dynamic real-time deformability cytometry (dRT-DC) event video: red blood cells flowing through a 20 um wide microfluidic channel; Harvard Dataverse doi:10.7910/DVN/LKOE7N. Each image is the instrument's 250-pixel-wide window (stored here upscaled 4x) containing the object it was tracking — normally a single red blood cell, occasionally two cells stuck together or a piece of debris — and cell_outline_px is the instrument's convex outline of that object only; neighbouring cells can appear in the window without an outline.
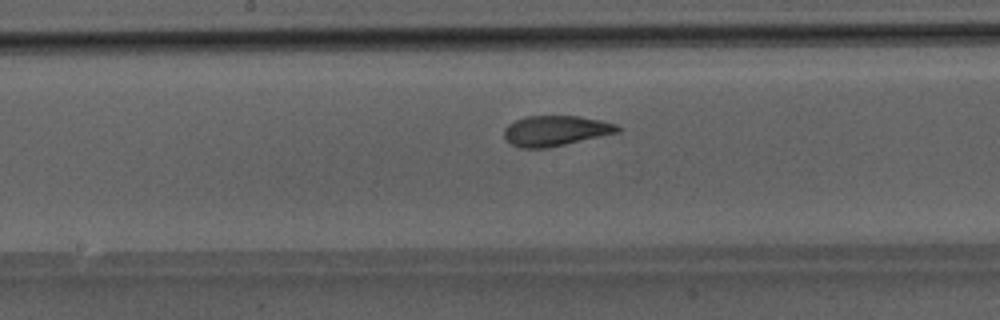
{"species": "Egyptian fruit bat (a non-hibernating species)", "species_latin": "Rousettus aegyptiacus", "temperature_condition": "room temperature", "stored_images_in_passage": 40, "camera_frame_rate_fps": 3000, "um_per_image_px": 0.085, "animal": {"sex": "male"}, "frame": {"image": 1, "passage_image": 17, "time_ms": 5.333, "image_size_px": [1000, 320], "cell_outline_px": [[624, 128], [620, 132], [548, 148], [520, 148], [512, 144], [504, 136], [504, 128], [508, 124], [516, 120], [528, 116], [580, 116], [600, 120], [616, 124]], "centroid_in_image_um": [47.26, 11.11], "position_along_channel_um": 200.9, "area_um2": 20.11}}
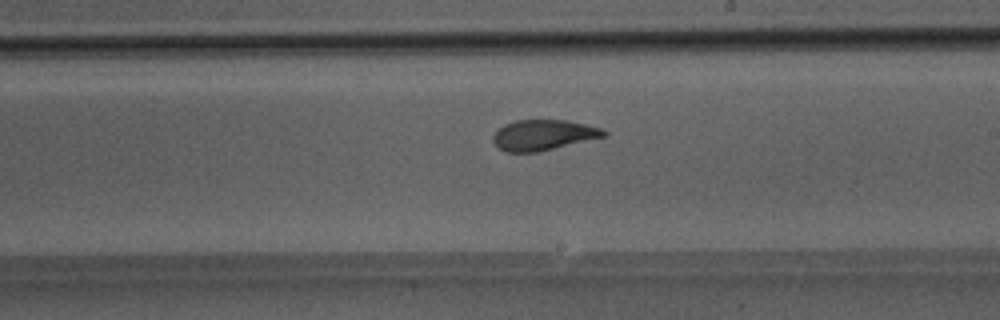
{"frame": {"image": 2, "passage_image": 20, "time_ms": 6.333, "image_size_px": [1000, 320], "cell_outline_px": [[608, 136], [536, 152], [504, 152], [492, 140], [492, 136], [504, 124], [516, 120], [568, 120], [600, 128], [608, 132]], "centroid_in_image_um": [46.2, 11.47], "position_along_channel_um": 242.8, "area_um2": 19.59}}
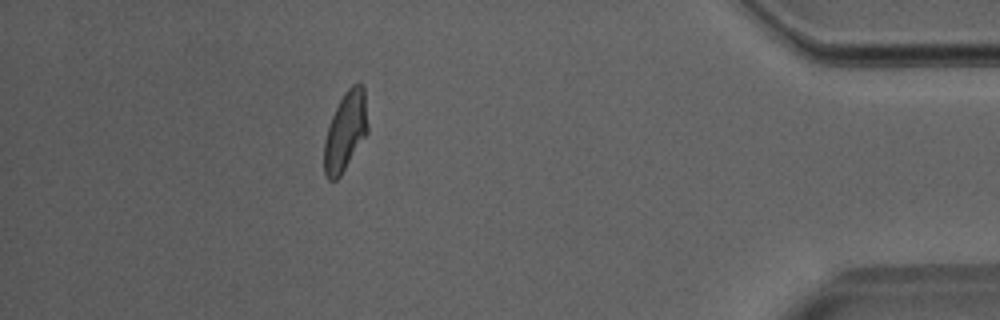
{"frame": {"image": 3, "passage_image": 35, "time_ms": 11.333, "image_size_px": [1000, 320], "cell_outline_px": [[368, 132], [340, 176], [336, 180], [328, 180], [324, 176], [324, 140], [332, 116], [344, 92], [352, 84], [364, 84], [368, 124]], "centroid_in_image_um": [29.36, 11.16], "position_along_channel_um": 405.8, "area_um2": 20.06}}